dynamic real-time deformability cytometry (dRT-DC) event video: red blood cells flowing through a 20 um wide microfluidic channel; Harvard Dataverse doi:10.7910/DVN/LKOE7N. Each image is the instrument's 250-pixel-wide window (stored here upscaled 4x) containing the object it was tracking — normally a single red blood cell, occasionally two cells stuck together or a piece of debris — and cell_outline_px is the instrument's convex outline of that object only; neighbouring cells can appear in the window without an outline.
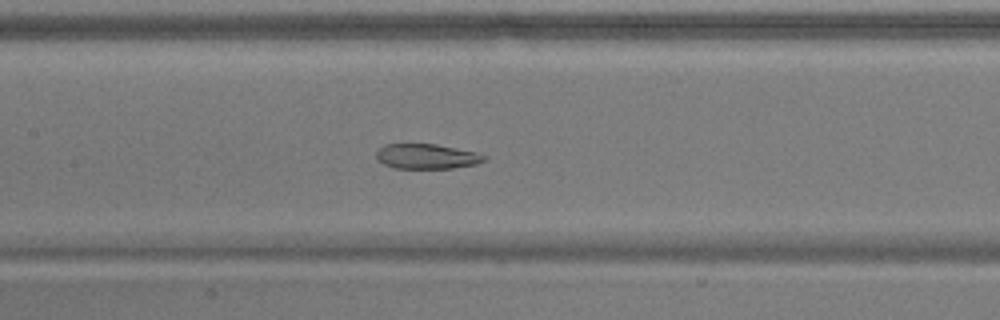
{"species": "common noctule bat (a hibernating species)", "species_latin": "Nyctalus noctula", "temperature_condition": "warm", "stored_images_in_passage": 46, "segment_of_instrument_passage": [1, 2], "camera_frame_rate_fps": 3000, "um_per_image_px": 0.085, "animal": {"sex": "male", "body_mass_g": 17.9}, "frame": {"image": 1, "passage_image": 23, "time_ms": 7.333, "image_size_px": [1000, 320], "cell_outline_px": [[488, 156], [484, 160], [476, 164], [452, 168], [396, 168], [384, 164], [376, 160], [376, 152], [384, 144], [436, 144], [476, 152]], "centroid_in_image_um": [36.25, 13.29], "position_along_channel_um": 171.1, "area_um2": 15.66}}
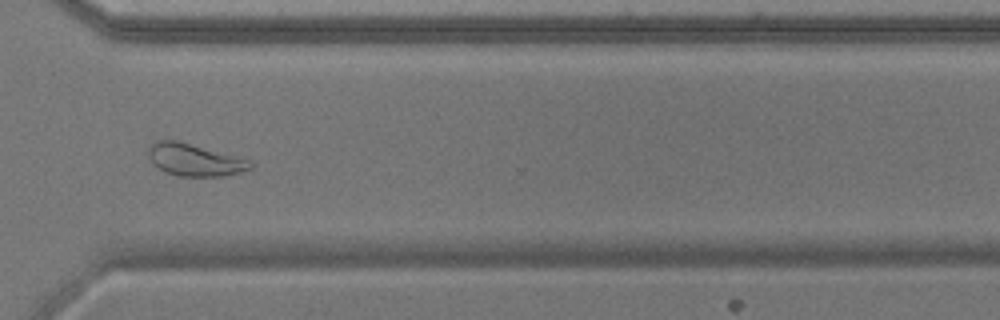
{"frame": {"image": 2, "passage_image": 38, "time_ms": 12.333, "image_size_px": [1000, 320], "cell_outline_px": [[252, 168], [240, 172], [224, 176], [180, 176], [164, 172], [148, 156], [148, 144], [156, 140], [176, 140], [252, 160]], "centroid_in_image_um": [16.54, 13.58], "position_along_channel_um": 354.1, "area_um2": 19.07}}
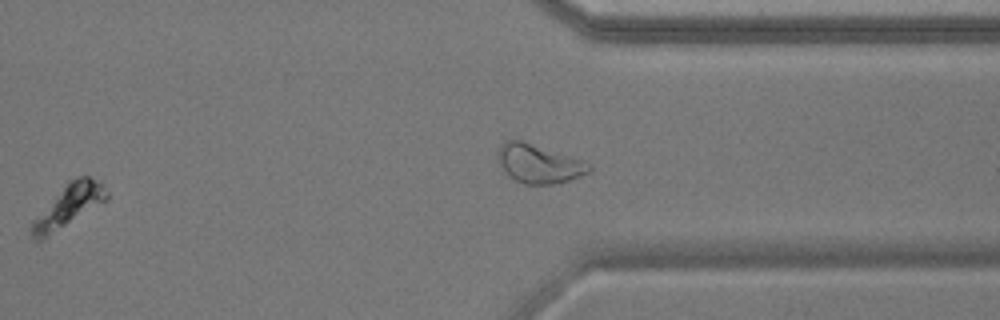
{"frame": {"image": 3, "passage_image": 39, "time_ms": 12.667, "image_size_px": [1000, 320], "cell_outline_px": [[108, 200], [44, 240], [36, 244], [32, 236], [32, 220], [68, 180], [80, 176], [88, 176], [100, 180], [108, 192]], "centroid_in_image_um": [5.83, 17.52], "position_along_channel_um": 405.6, "area_um2": 18.84}}